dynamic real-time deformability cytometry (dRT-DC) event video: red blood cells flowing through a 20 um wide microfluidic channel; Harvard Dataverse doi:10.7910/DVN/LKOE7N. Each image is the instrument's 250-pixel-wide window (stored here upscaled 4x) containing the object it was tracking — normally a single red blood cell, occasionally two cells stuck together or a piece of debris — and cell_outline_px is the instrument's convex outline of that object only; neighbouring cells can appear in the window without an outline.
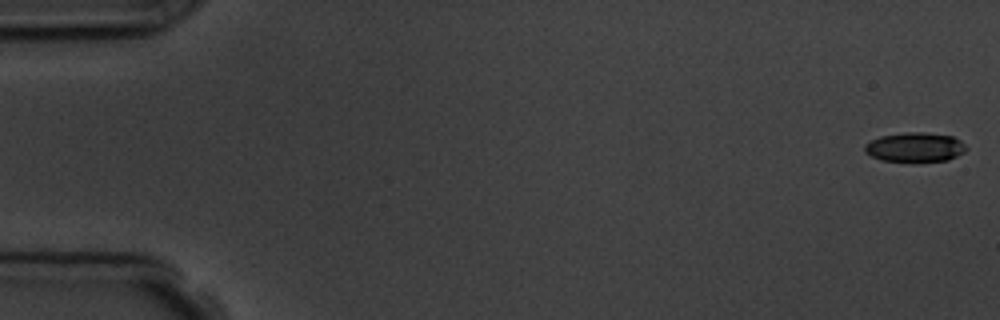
{"species": "common noctule bat (a hibernating species)", "species_latin": "Nyctalus noctula", "temperature_condition": "room temperature", "stored_images_in_passage": 5, "camera_frame_rate_fps": 3000, "um_per_image_px": 0.085, "animal": {"sex": "male", "body_mass_g": 19.5, "forearm_length_mm": 54.6}, "frame": {"image": 1, "passage_image": 1, "time_ms": 0.0, "image_size_px": [1000, 320], "cell_outline_px": [[968, 148], [964, 152], [948, 160], [880, 160], [864, 152], [864, 144], [880, 136], [904, 132], [924, 132], [952, 136], [960, 140]], "centroid_in_image_um": [77.76, 12.48], "position_along_channel_um": 7.2, "area_um2": 17.11}}
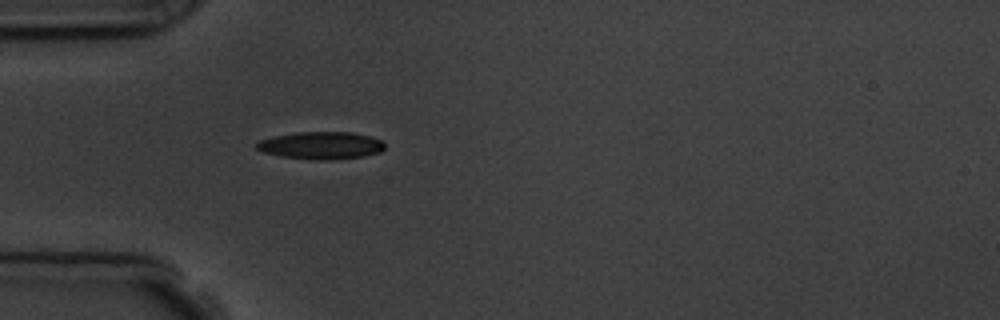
{"frame": {"image": 2, "passage_image": 5, "time_ms": 5.333, "image_size_px": [1000, 320], "cell_outline_px": [[384, 148], [380, 152], [364, 156], [332, 160], [320, 160], [280, 156], [264, 152], [256, 148], [256, 144], [260, 140], [272, 136], [296, 132], [352, 132], [384, 140]], "centroid_in_image_um": [27.3, 12.36], "position_along_channel_um": 57.7, "area_um2": 20.52}}